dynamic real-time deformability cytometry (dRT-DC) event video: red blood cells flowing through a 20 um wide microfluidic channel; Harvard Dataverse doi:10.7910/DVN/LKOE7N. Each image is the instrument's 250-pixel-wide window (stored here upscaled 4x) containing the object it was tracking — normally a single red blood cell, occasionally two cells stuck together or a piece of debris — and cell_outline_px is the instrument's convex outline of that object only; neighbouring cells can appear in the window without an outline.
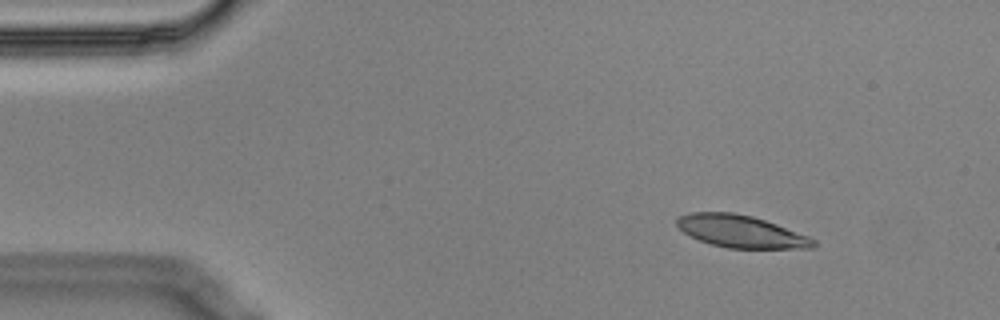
{"species": "Egyptian fruit bat (a non-hibernating species)", "species_latin": "Rousettus aegyptiacus", "temperature_condition": "cold", "stored_images_in_passage": 6, "camera_frame_rate_fps": 3000, "um_per_image_px": 0.085, "animal": {"sex": "male"}, "frame": {"image": 1, "passage_image": 1, "time_ms": 0.0, "image_size_px": [1000, 320], "cell_outline_px": [[816, 244], [812, 248], [728, 248], [712, 244], [700, 240], [684, 232], [676, 224], [676, 220], [680, 216], [692, 212], [732, 212], [752, 216], [776, 224], [808, 236], [816, 240]], "centroid_in_image_um": [62.99, 19.67], "position_along_channel_um": 22.0, "area_um2": 25.37}}
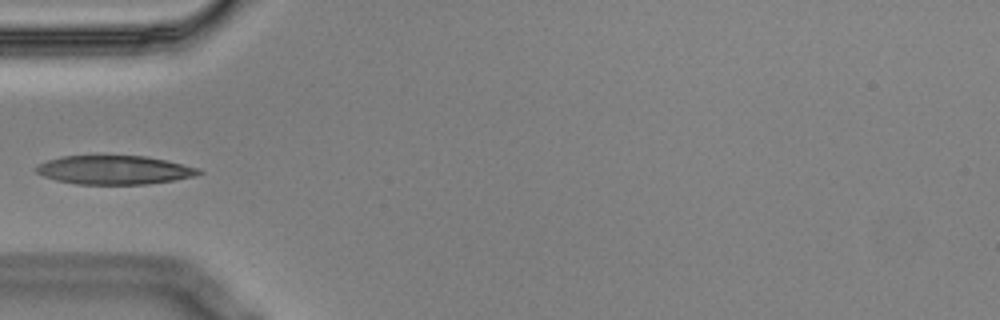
{"frame": {"image": 2, "passage_image": 4, "time_ms": 1.0, "image_size_px": [1000, 320], "cell_outline_px": [[204, 172], [196, 176], [172, 180], [144, 184], [76, 184], [56, 180], [44, 176], [36, 172], [36, 168], [40, 164], [48, 160], [60, 156], [148, 156], [168, 160], [200, 168]], "centroid_in_image_um": [9.77, 14.44], "position_along_channel_um": 75.2, "area_um2": 27.22}}
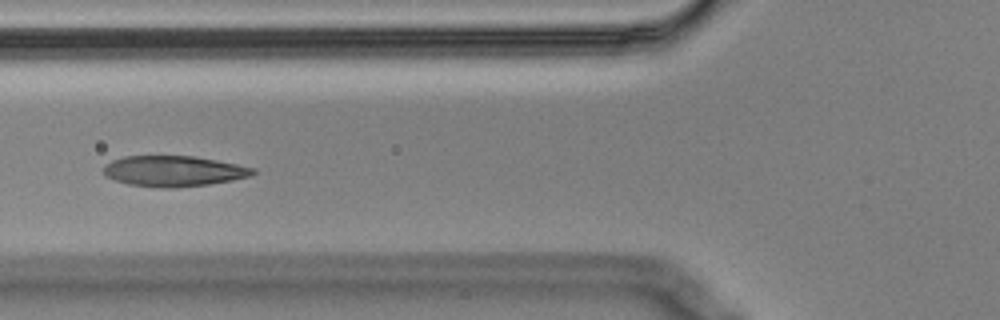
{"frame": {"image": 3, "passage_image": 5, "time_ms": 1.333, "image_size_px": [1000, 320], "cell_outline_px": [[256, 172], [248, 176], [232, 180], [208, 184], [176, 188], [164, 188], [128, 184], [104, 176], [104, 164], [112, 160], [124, 156], [192, 156], [216, 160], [256, 168]], "centroid_in_image_um": [14.73, 14.54], "position_along_channel_um": 111.1, "area_um2": 26.59}}